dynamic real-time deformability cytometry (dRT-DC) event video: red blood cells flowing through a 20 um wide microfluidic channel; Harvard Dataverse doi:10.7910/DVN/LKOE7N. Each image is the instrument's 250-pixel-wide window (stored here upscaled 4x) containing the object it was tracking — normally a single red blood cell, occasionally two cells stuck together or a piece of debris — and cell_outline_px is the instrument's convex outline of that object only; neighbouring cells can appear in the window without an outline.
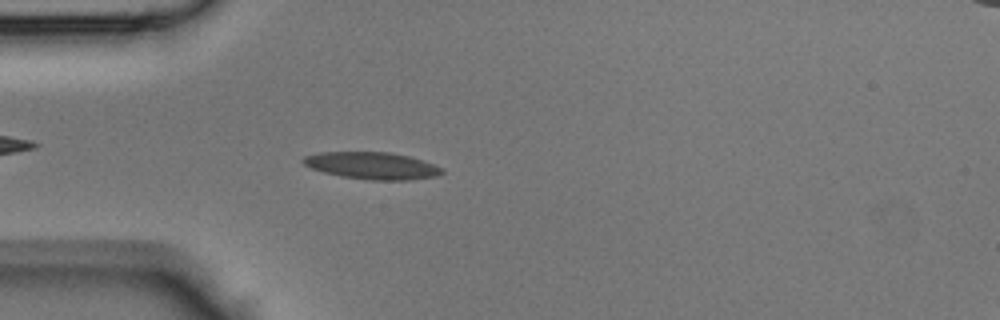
{"species": "Egyptian fruit bat (a non-hibernating species)", "species_latin": "Rousettus aegyptiacus", "temperature_condition": "room temperature", "stored_images_in_passage": 44, "camera_frame_rate_fps": 3000, "um_per_image_px": 0.085, "animal": {"sex": "male"}, "frame": {"image": 1, "passage_image": 12, "time_ms": 3.667, "image_size_px": [1000, 320], "cell_outline_px": [[444, 172], [436, 176], [408, 180], [372, 180], [340, 176], [324, 172], [312, 168], [304, 164], [300, 160], [304, 156], [320, 152], [388, 152], [408, 156], [444, 168]], "centroid_in_image_um": [31.61, 14.08], "position_along_channel_um": 53.4, "area_um2": 21.73}}
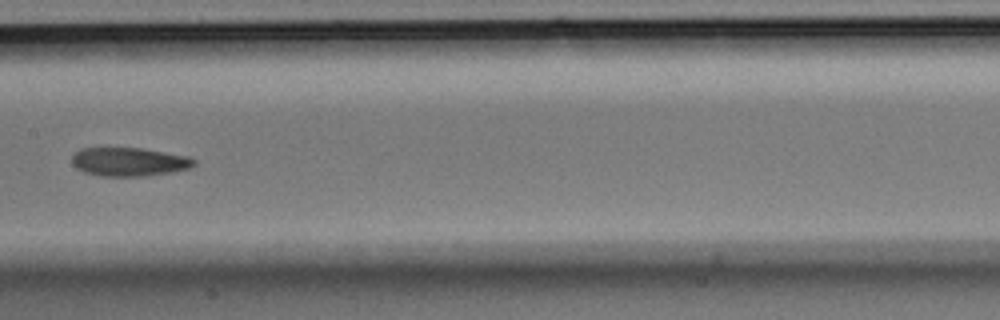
{"frame": {"image": 2, "passage_image": 22, "time_ms": 7.0, "image_size_px": [1000, 320], "cell_outline_px": [[196, 164], [188, 168], [172, 172], [144, 176], [100, 176], [84, 172], [76, 168], [72, 164], [72, 156], [80, 148], [140, 148], [188, 156], [196, 160]], "centroid_in_image_um": [10.96, 13.75], "position_along_channel_um": 196.4, "area_um2": 20.35}}
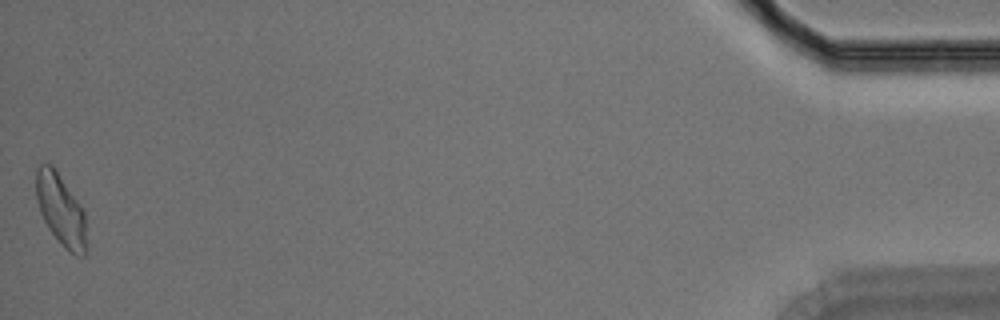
{"frame": {"image": 3, "passage_image": 44, "time_ms": 14.333, "image_size_px": [1000, 320], "cell_outline_px": [[88, 248], [84, 256], [76, 256], [68, 252], [64, 248], [48, 228], [40, 212], [36, 200], [36, 168], [40, 164], [52, 164], [80, 204], [84, 212]], "centroid_in_image_um": [5.18, 17.88], "position_along_channel_um": 430.0, "area_um2": 21.27}}